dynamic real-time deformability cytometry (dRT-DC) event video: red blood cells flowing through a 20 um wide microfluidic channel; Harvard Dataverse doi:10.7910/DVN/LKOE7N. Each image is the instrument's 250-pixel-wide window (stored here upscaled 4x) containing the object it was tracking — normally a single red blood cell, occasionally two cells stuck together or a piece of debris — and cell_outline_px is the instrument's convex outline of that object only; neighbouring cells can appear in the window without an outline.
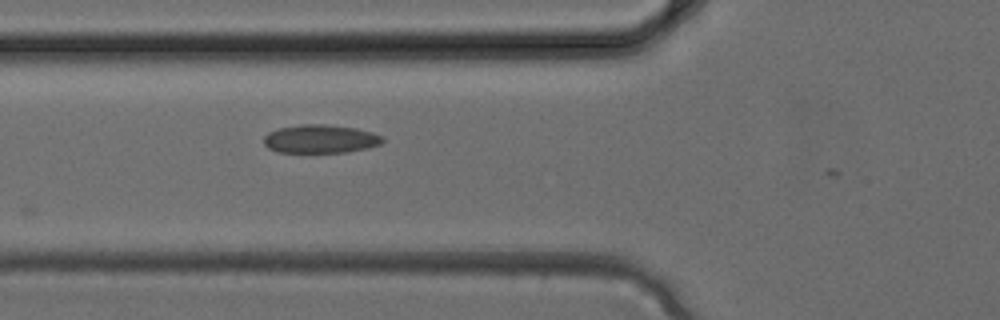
{"species": "common noctule bat (a hibernating species)", "species_latin": "Nyctalus noctula", "temperature_condition": "cold", "stored_images_in_passage": 3, "camera_frame_rate_fps": 3000, "um_per_image_px": 0.085, "animal": {"sex": "female", "body_mass_g": 24.6, "forearm_length_mm": 56.2}, "frame": {"image": 1, "passage_image": 2, "time_ms": 0.333, "image_size_px": [1000, 320], "cell_outline_px": [[384, 140], [380, 144], [368, 148], [348, 152], [276, 152], [268, 148], [264, 144], [264, 136], [268, 132], [280, 128], [300, 124], [324, 124], [356, 128], [372, 132], [384, 136]], "centroid_in_image_um": [27.24, 11.81], "position_along_channel_um": 98.6, "area_um2": 19.77}}